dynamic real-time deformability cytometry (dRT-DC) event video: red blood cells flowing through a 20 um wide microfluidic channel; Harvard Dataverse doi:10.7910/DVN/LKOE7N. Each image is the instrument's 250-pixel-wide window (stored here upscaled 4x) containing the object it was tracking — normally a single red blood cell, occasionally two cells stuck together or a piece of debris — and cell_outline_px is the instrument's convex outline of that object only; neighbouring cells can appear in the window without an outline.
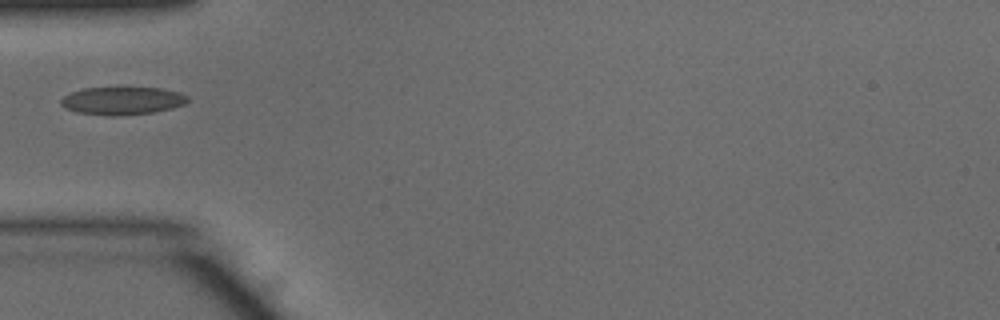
{"species": "common noctule bat (a hibernating species)", "species_latin": "Nyctalus noctula", "temperature_condition": "warm", "stored_images_in_passage": 9, "camera_frame_rate_fps": 3000, "um_per_image_px": 0.085, "animal": {"sex": "male", "body_mass_g": 15.6}, "frame": {"image": 1, "passage_image": 1, "time_ms": 0.0, "image_size_px": [1000, 320], "cell_outline_px": [[188, 100], [184, 104], [172, 108], [152, 112], [112, 116], [76, 112], [64, 108], [60, 104], [60, 100], [64, 96], [72, 92], [84, 88], [116, 84], [160, 88], [180, 92], [188, 96]], "centroid_in_image_um": [10.37, 8.5], "position_along_channel_um": 74.6, "area_um2": 21.5}}